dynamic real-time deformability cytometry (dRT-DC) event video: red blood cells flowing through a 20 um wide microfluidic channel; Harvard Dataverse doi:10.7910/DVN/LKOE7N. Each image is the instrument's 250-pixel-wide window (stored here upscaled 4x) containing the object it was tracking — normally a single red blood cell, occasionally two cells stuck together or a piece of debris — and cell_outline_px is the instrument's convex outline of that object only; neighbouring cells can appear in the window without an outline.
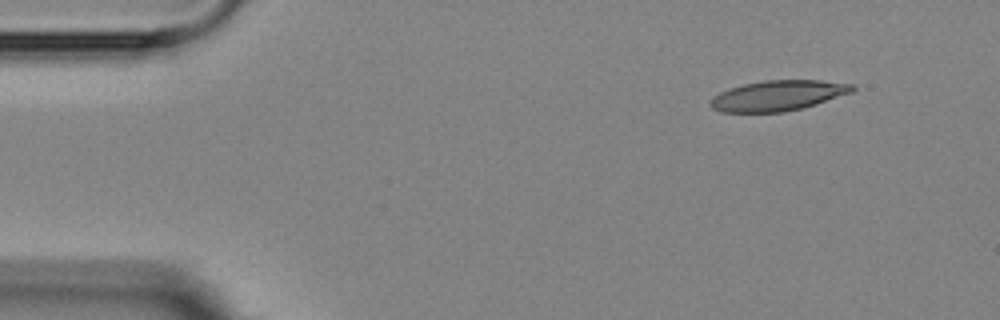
{"species": "Egyptian fruit bat (a non-hibernating species)", "species_latin": "Rousettus aegyptiacus", "temperature_condition": "room temperature", "stored_images_in_passage": 3, "camera_frame_rate_fps": 3000, "um_per_image_px": 0.085, "animal": {"sex": "female"}, "frame": {"image": 1, "passage_image": 1, "time_ms": 0.0, "image_size_px": [1000, 320], "cell_outline_px": [[856, 88], [852, 92], [816, 104], [784, 112], [724, 112], [712, 108], [708, 104], [720, 92], [728, 88], [744, 84], [764, 80], [820, 80], [856, 84]], "centroid_in_image_um": [66.16, 8.11], "position_along_channel_um": 18.8, "area_um2": 25.03}}
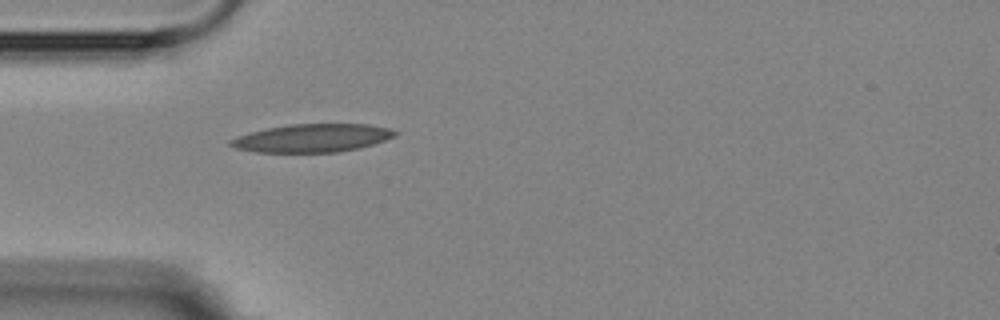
{"frame": {"image": 2, "passage_image": 3, "time_ms": 3.333, "image_size_px": [1000, 320], "cell_outline_px": [[400, 132], [396, 136], [360, 148], [336, 152], [256, 152], [236, 148], [228, 144], [228, 140], [236, 136], [248, 132], [288, 124], [368, 124], [388, 128]], "centroid_in_image_um": [26.52, 11.73], "position_along_channel_um": 58.5, "area_um2": 27.05}}